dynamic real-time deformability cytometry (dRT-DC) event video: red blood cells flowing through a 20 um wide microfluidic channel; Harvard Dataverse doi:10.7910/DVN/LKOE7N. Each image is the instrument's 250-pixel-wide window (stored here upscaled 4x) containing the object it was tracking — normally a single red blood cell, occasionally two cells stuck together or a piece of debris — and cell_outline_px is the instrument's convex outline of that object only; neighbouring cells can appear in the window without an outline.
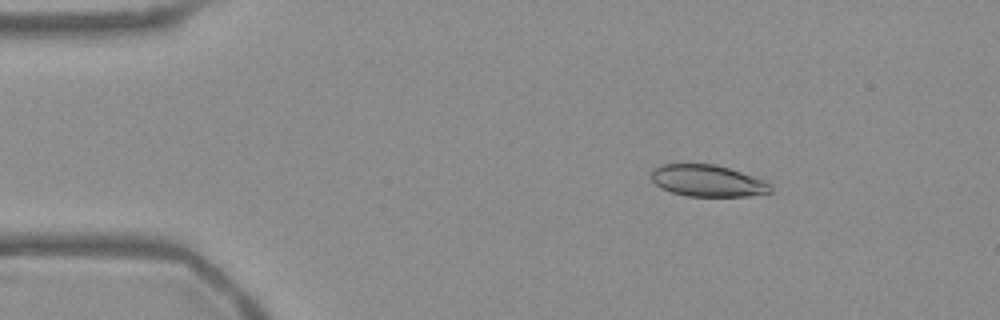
{"species": "Egyptian fruit bat (a non-hibernating species)", "species_latin": "Rousettus aegyptiacus", "temperature_condition": "warm", "stored_images_in_passage": 52, "camera_frame_rate_fps": 3000, "um_per_image_px": 0.085, "frame": {"image": 1, "passage_image": 6, "time_ms": 1.667, "image_size_px": [1000, 320], "cell_outline_px": [[772, 192], [748, 196], [688, 196], [672, 192], [660, 188], [652, 180], [652, 172], [660, 164], [716, 164], [764, 180], [772, 184]], "centroid_in_image_um": [60.16, 15.37], "position_along_channel_um": 24.8, "area_um2": 21.91}}
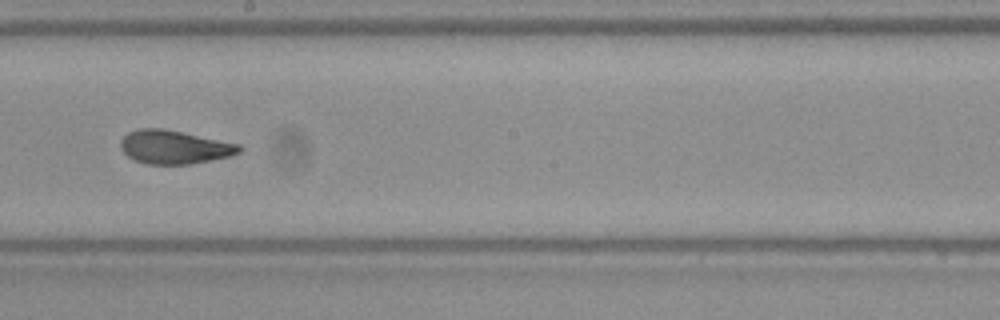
{"frame": {"image": 2, "passage_image": 28, "time_ms": 9.0, "image_size_px": [1000, 320], "cell_outline_px": [[244, 148], [240, 152], [232, 156], [188, 164], [148, 164], [136, 160], [128, 156], [120, 148], [120, 140], [128, 132], [140, 128], [164, 128], [240, 144]], "centroid_in_image_um": [14.83, 12.49], "position_along_channel_um": 233.4, "area_um2": 23.24}}
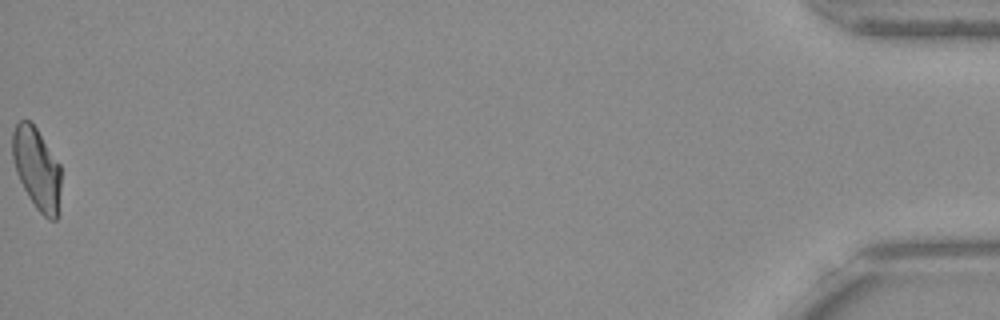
{"frame": {"image": 3, "passage_image": 52, "time_ms": 17.0, "image_size_px": [1000, 320], "cell_outline_px": [[60, 212], [56, 220], [48, 220], [36, 208], [28, 196], [16, 172], [12, 156], [12, 132], [16, 124], [20, 120], [28, 120], [36, 128], [60, 164]], "centroid_in_image_um": [3.14, 14.37], "position_along_channel_um": 432.1, "area_um2": 23.24}, "authors_computed_cell_mechanics": {"area_um2": 23.5246, "velocity_mm_per_s": 3.7644, "shape_relaxation_time_tau1_ms": 5.7157, "shape_relaxation_time_tau2_ms": 1.4636, "deformation_change_tau1": 0.177, "deformation_change_tau2": 0.0704}}